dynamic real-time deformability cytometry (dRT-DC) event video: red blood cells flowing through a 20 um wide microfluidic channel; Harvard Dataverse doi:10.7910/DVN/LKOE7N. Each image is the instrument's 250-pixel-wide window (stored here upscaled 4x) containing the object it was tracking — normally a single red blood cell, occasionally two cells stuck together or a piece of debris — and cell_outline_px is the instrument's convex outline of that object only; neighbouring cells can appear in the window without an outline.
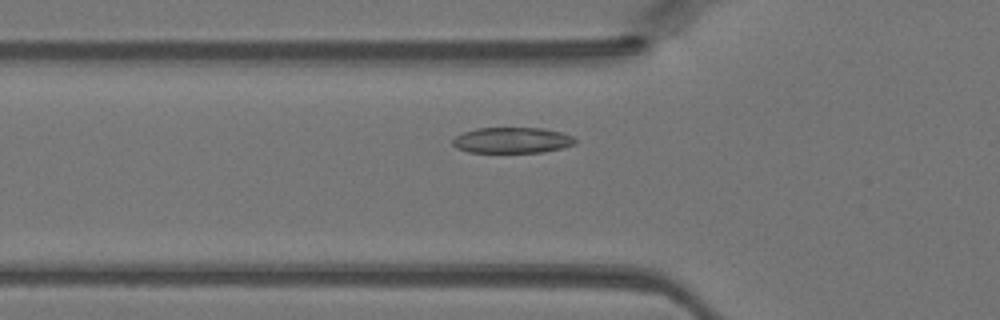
{"species": "Egyptian fruit bat (a non-hibernating species)", "species_latin": "Rousettus aegyptiacus", "temperature_condition": "warm", "stored_images_in_passage": 42, "camera_frame_rate_fps": 3000, "um_per_image_px": 0.085, "animal": {"sex": "female"}, "frame": {"image": 1, "passage_image": 12, "time_ms": 3.667, "image_size_px": [1000, 320], "cell_outline_px": [[576, 144], [544, 152], [468, 152], [456, 148], [452, 144], [452, 140], [456, 136], [464, 132], [476, 128], [544, 128], [560, 132], [572, 136], [576, 140]], "centroid_in_image_um": [43.52, 11.92], "position_along_channel_um": 82.3, "area_um2": 18.38}}
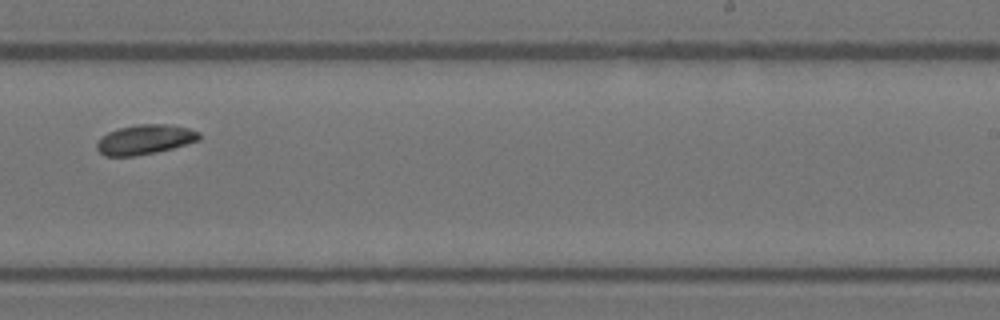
{"frame": {"image": 2, "passage_image": 25, "time_ms": 8.0, "image_size_px": [1000, 320], "cell_outline_px": [[200, 140], [172, 148], [156, 152], [136, 156], [104, 156], [96, 148], [96, 144], [108, 132], [120, 128], [136, 124], [168, 124], [188, 128], [200, 132]], "centroid_in_image_um": [12.34, 11.86], "position_along_channel_um": 276.7, "area_um2": 17.63}}
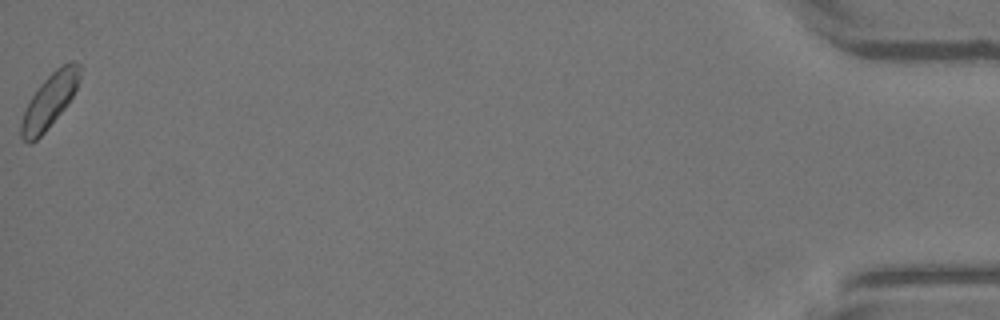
{"frame": {"image": 3, "passage_image": 42, "time_ms": 13.667, "image_size_px": [1000, 320], "cell_outline_px": [[80, 68], [76, 88], [68, 104], [48, 128], [36, 140], [28, 144], [20, 136], [20, 124], [24, 112], [32, 96], [40, 84], [56, 68], [72, 60], [80, 64]], "centroid_in_image_um": [4.19, 8.58], "position_along_channel_um": 431.0, "area_um2": 18.09}}